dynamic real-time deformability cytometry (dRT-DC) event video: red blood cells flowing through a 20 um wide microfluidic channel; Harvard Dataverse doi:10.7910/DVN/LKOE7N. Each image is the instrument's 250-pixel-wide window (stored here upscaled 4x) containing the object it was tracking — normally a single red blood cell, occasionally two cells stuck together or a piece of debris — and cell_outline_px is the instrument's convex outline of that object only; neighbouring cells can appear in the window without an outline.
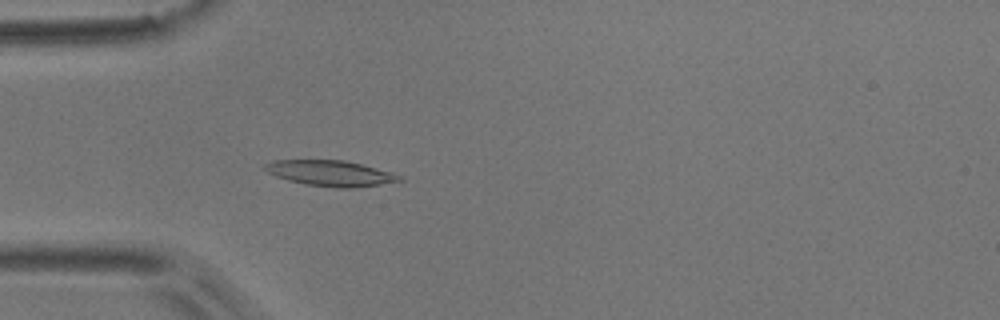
{"species": "common noctule bat (a hibernating species)", "species_latin": "Nyctalus noctula", "temperature_condition": "room temperature", "stored_images_in_passage": 5, "camera_frame_rate_fps": 3000, "um_per_image_px": 0.085, "animal": {"sex": "male", "body_mass_g": 17.9}, "frame": {"image": 1, "passage_image": 5, "time_ms": 1.333, "image_size_px": [1000, 320], "cell_outline_px": [[404, 180], [380, 184], [352, 188], [336, 188], [308, 184], [288, 180], [276, 176], [260, 168], [264, 164], [272, 160], [344, 160], [392, 172], [404, 176]], "centroid_in_image_um": [28.08, 14.72], "position_along_channel_um": 56.9, "area_um2": 20.11}}